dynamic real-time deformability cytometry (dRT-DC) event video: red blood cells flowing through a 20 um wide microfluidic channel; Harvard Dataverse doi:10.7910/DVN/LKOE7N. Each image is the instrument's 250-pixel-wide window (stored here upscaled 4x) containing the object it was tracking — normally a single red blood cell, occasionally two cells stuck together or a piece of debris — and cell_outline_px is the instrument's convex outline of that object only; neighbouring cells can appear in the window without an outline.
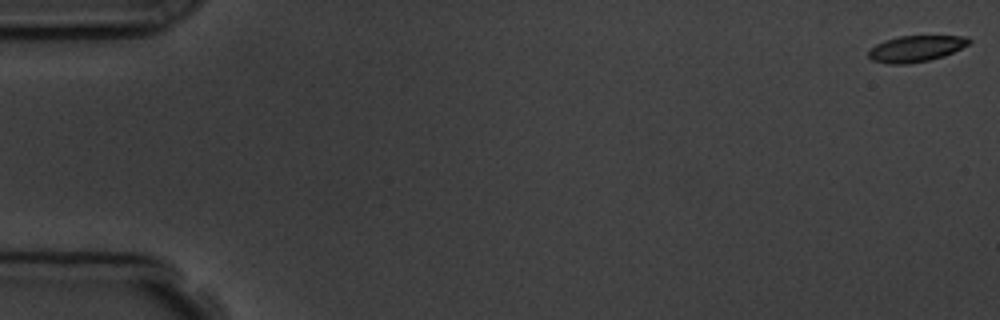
{"species": "common noctule bat (a hibernating species)", "species_latin": "Nyctalus noctula", "temperature_condition": "room temperature", "stored_images_in_passage": 16, "camera_frame_rate_fps": 3000, "um_per_image_px": 0.085, "animal": {"sex": "male", "body_mass_g": 19.5, "forearm_length_mm": 54.6}, "frame": {"image": 1, "passage_image": 1, "time_ms": 0.0, "image_size_px": [1000, 320], "cell_outline_px": [[972, 40], [968, 44], [944, 56], [928, 60], [908, 64], [888, 64], [872, 60], [868, 56], [868, 52], [876, 44], [884, 40], [900, 36], [968, 36]], "centroid_in_image_um": [77.84, 4.13], "position_along_channel_um": 7.2, "area_um2": 15.26}}
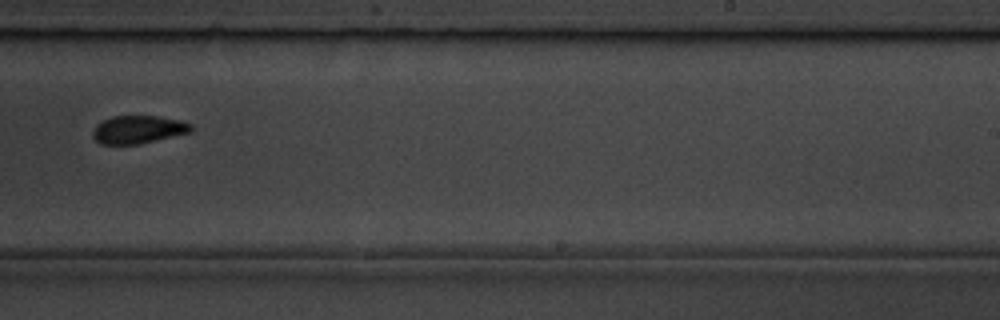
{"frame": {"image": 2, "passage_image": 11, "time_ms": 11.333, "image_size_px": [1000, 320], "cell_outline_px": [[192, 132], [140, 144], [100, 144], [92, 136], [92, 132], [96, 124], [112, 116], [160, 116], [180, 120], [192, 124]], "centroid_in_image_um": [11.76, 11.01], "position_along_channel_um": 277.2, "area_um2": 16.13}}
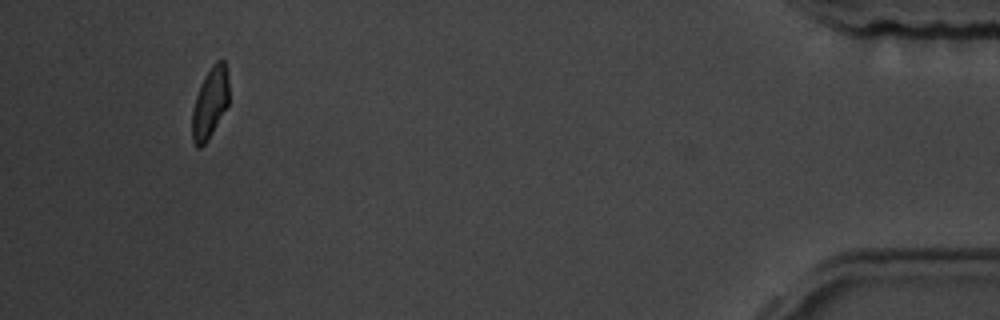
{"frame": {"image": 3, "passage_image": 16, "time_ms": 17.0, "image_size_px": [1000, 320], "cell_outline_px": [[228, 104], [208, 140], [200, 148], [196, 148], [192, 140], [192, 112], [196, 96], [200, 84], [204, 76], [212, 64], [216, 60], [224, 60], [228, 72]], "centroid_in_image_um": [17.84, 8.73], "position_along_channel_um": 417.4, "area_um2": 15.26}, "authors_computed_cell_mechanics": {"area_um2": 16.0973, "velocity_mm_per_s": 3.7284, "shape_relaxation_time_tau1_ms": 3.2415, "shape_relaxation_time_tau2_ms": null, "deformation_change_tau1": 0.0717, "deformation_change_tau2": null}}